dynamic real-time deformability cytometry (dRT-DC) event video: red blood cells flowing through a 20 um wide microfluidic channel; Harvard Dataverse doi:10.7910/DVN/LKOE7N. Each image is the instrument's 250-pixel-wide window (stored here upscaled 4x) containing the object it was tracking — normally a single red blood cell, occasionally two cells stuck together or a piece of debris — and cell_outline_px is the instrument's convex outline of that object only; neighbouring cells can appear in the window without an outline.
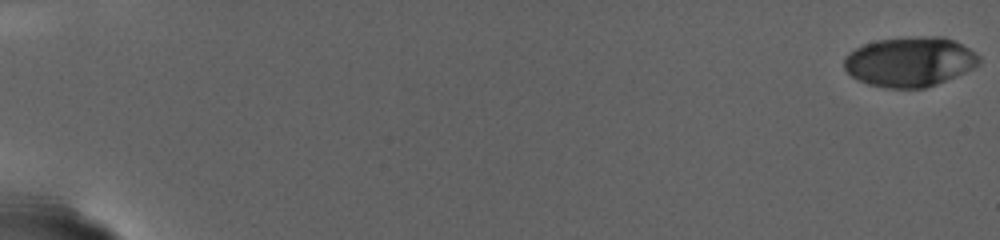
{"species": "human", "species_latin": "Homo sapiens", "temperature_condition": "warm", "stored_images_in_passage": 81, "camera_frame_rate_fps": 3000, "um_per_image_px": 0.085, "donor": {"sex": "female"}, "frame": {"image": 1, "passage_image": 1, "time_ms": 0.0, "image_size_px": [1000, 240], "cell_outline_px": [[980, 64], [956, 76], [936, 84], [924, 88], [888, 88], [868, 84], [856, 80], [844, 68], [844, 56], [848, 52], [864, 44], [876, 40], [924, 36], [944, 36], [968, 48], [980, 56]], "centroid_in_image_um": [77.31, 5.25], "position_along_channel_um": 7.7, "area_um2": 39.07}}
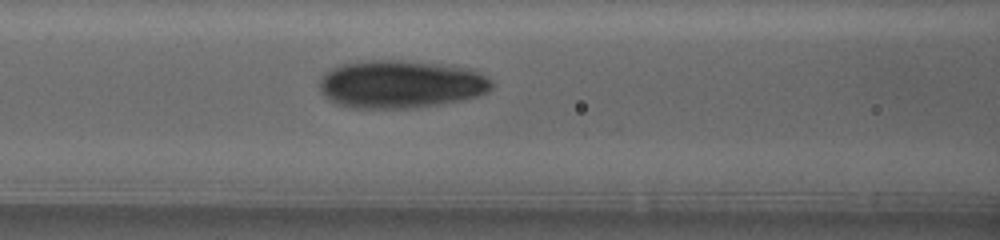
{"frame": {"image": 2, "passage_image": 45, "time_ms": 14.667, "image_size_px": [1000, 240], "cell_outline_px": [[492, 88], [488, 92], [476, 96], [460, 100], [440, 104], [416, 108], [348, 108], [328, 100], [320, 92], [320, 76], [324, 72], [340, 64], [356, 60], [404, 60], [468, 68], [492, 80]], "centroid_in_image_um": [33.98, 7.16], "position_along_channel_um": 132.6, "area_um2": 48.44}}
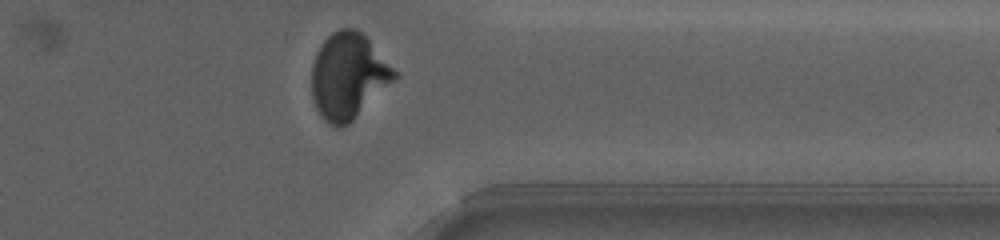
{"frame": {"image": 3, "passage_image": 79, "time_ms": 26.0, "image_size_px": [1000, 240], "cell_outline_px": [[396, 76], [348, 124], [340, 128], [336, 128], [328, 124], [324, 120], [316, 108], [312, 100], [312, 64], [316, 52], [324, 40], [332, 32], [340, 28], [356, 28], [364, 32], [368, 36], [396, 72]], "centroid_in_image_um": [29.55, 6.42], "position_along_channel_um": 381.8, "area_um2": 41.04}}